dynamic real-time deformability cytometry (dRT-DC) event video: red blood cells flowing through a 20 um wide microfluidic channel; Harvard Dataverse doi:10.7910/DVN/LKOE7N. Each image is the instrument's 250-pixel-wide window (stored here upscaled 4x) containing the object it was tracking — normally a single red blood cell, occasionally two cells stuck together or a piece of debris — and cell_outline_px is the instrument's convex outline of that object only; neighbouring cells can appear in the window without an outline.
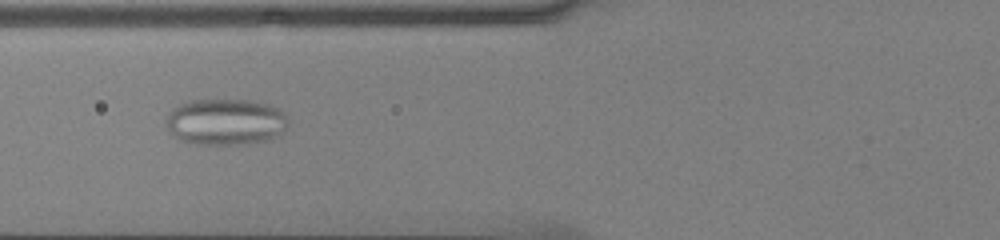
{"species": "common noctule bat (a hibernating species)", "species_latin": "Nyctalus noctula", "temperature_condition": "cold", "stored_images_in_passage": 36, "camera_frame_rate_fps": 3000, "um_per_image_px": 0.085, "animal": {"sex": "male", "body_mass_g": 13.0, "forearm_length_mm": 53.1}, "frame": {"image": 1, "passage_image": 4, "time_ms": 1.0, "image_size_px": [1000, 240], "cell_outline_px": [[288, 128], [272, 140], [244, 144], [196, 144], [180, 140], [172, 136], [168, 132], [164, 124], [164, 120], [172, 108], [180, 104], [192, 100], [248, 100], [272, 104], [284, 112], [288, 116]], "centroid_in_image_um": [19.18, 10.36], "position_along_channel_um": 106.6, "area_um2": 33.76}}
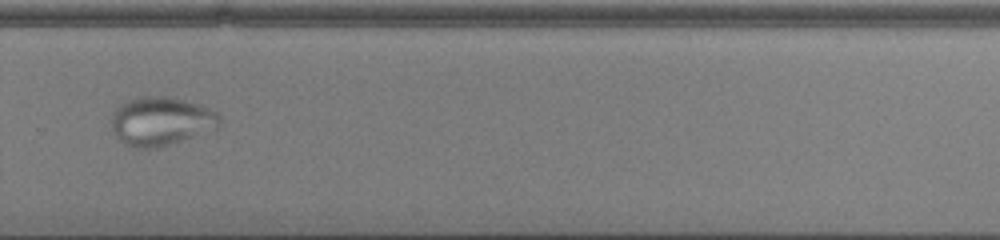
{"frame": {"image": 2, "passage_image": 20, "time_ms": 6.333, "image_size_px": [1000, 240], "cell_outline_px": [[220, 124], [216, 128], [156, 148], [132, 148], [124, 144], [116, 136], [112, 128], [112, 112], [116, 108], [128, 100], [140, 96], [164, 96], [184, 100], [212, 108], [220, 116]], "centroid_in_image_um": [13.66, 10.29], "position_along_channel_um": 316.1, "area_um2": 30.46}}
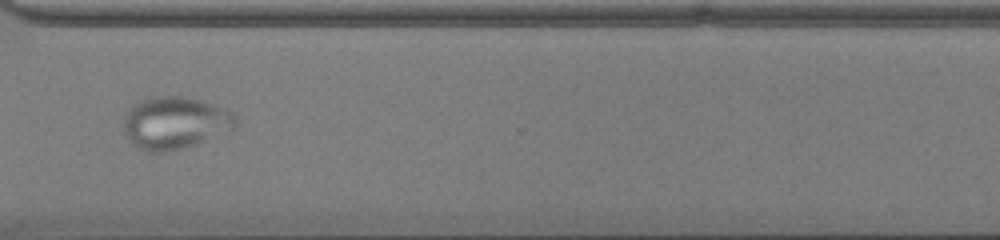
{"frame": {"image": 3, "passage_image": 23, "time_ms": 7.333, "image_size_px": [1000, 240], "cell_outline_px": [[236, 124], [232, 128], [204, 140], [180, 148], [164, 152], [152, 152], [140, 148], [132, 144], [124, 136], [124, 116], [140, 100], [156, 96], [180, 96], [212, 104], [224, 108], [232, 112], [236, 116]], "centroid_in_image_um": [14.82, 10.44], "position_along_channel_um": 355.8, "area_um2": 33.35}}